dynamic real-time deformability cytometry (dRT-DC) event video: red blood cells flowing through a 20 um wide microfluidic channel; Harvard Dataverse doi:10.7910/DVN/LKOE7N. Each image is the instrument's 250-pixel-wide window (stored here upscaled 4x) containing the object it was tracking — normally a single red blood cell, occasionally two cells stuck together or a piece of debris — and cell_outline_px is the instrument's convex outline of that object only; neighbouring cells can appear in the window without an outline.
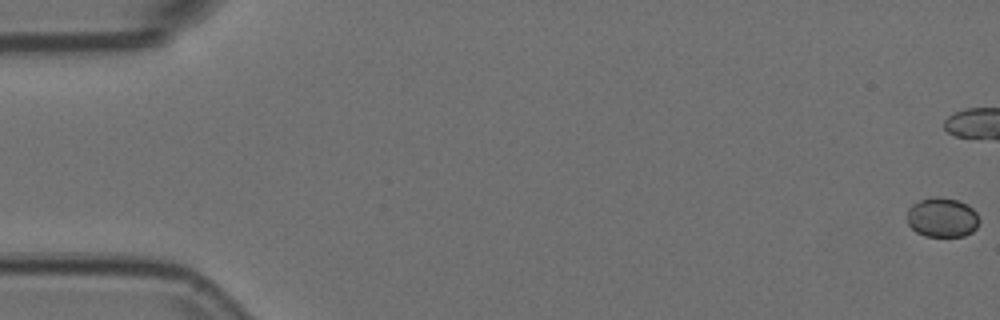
{"species": "Egyptian fruit bat (a non-hibernating species)", "species_latin": "Rousettus aegyptiacus", "temperature_condition": "room temperature", "stored_images_in_passage": 9, "camera_frame_rate_fps": 3000, "um_per_image_px": 0.085, "animal": {"sex": "female"}, "frame": {"image": 1, "passage_image": 1, "time_ms": 0.0, "image_size_px": [1000, 320], "cell_outline_px": [[980, 220], [976, 228], [972, 232], [964, 236], [924, 236], [916, 232], [908, 224], [908, 208], [912, 204], [920, 200], [932, 196], [936, 196], [956, 200], [968, 204], [976, 212]], "centroid_in_image_um": [80.09, 18.48], "position_along_channel_um": 4.9, "area_um2": 16.7}}